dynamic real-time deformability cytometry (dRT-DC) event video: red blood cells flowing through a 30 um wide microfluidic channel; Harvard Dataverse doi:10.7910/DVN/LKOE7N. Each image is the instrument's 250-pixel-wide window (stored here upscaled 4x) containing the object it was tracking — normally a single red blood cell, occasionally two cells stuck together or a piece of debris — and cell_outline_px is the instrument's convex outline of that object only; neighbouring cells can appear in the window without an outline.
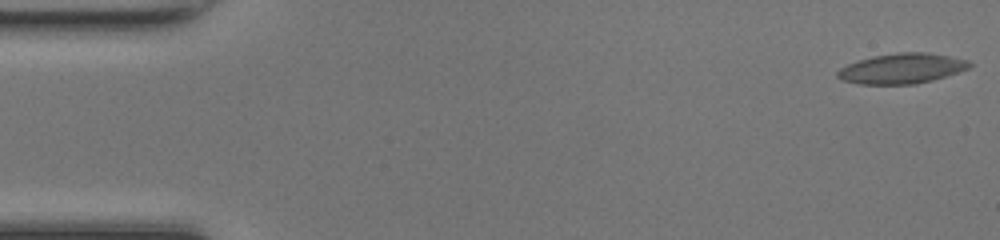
{"species": "common noctule bat (a hibernating species)", "species_latin": "Nyctalus noctula", "temperature_condition": "room temperature", "stored_images_in_passage": 49, "camera_frame_rate_fps": 3000, "um_per_image_px": 0.085, "animal": {"sex": "female", "body_mass_g": 17.0, "forearm_length_mm": 48.0}, "frame": {"image": 1, "passage_image": 1, "time_ms": 0.0, "image_size_px": [1000, 240], "cell_outline_px": [[972, 64], [968, 68], [932, 80], [916, 84], [860, 84], [844, 80], [836, 76], [836, 72], [840, 68], [848, 64], [872, 56], [900, 52], [924, 52], [948, 56], [968, 60]], "centroid_in_image_um": [76.63, 5.82], "position_along_channel_um": 8.4, "area_um2": 22.89}}
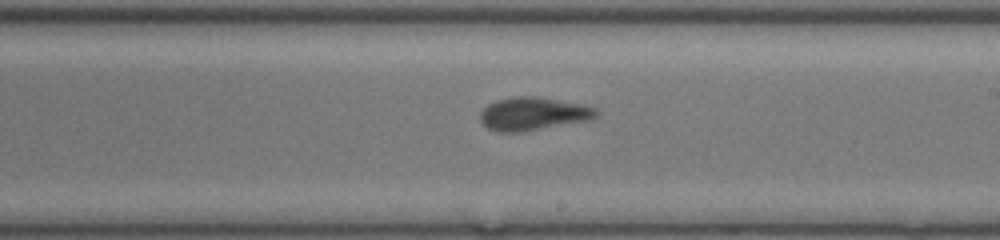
{"frame": {"image": 2, "passage_image": 28, "time_ms": 9.0, "image_size_px": [1000, 240], "cell_outline_px": [[600, 112], [596, 116], [588, 120], [524, 132], [500, 132], [488, 128], [480, 120], [480, 112], [488, 104], [496, 100], [512, 96], [536, 96], [584, 104], [596, 108]], "centroid_in_image_um": [45.32, 9.66], "position_along_channel_um": 243.7, "area_um2": 22.54}}
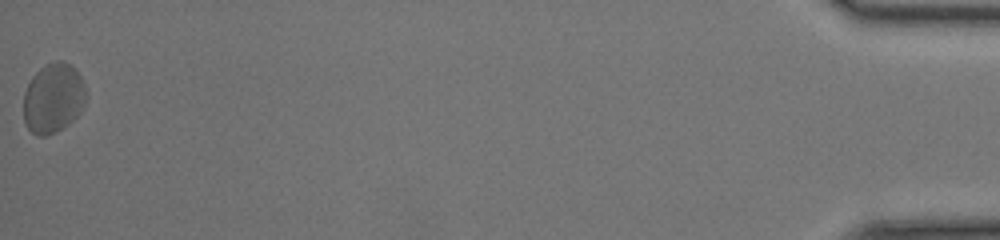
{"frame": {"image": 3, "passage_image": 49, "time_ms": 16.0, "image_size_px": [1000, 240], "cell_outline_px": [[88, 96], [80, 112], [68, 124], [44, 136], [36, 136], [24, 124], [24, 92], [32, 76], [40, 68], [56, 60], [64, 60], [80, 76], [84, 84]], "centroid_in_image_um": [4.52, 8.34], "position_along_channel_um": 430.7, "area_um2": 25.26}, "authors_computed_cell_mechanics": {"area_um2": 22.4264, "velocity_mm_per_s": 4.1988, "shape_relaxation_time_tau1_ms": 4.1771, "shape_relaxation_time_tau2_ms": 1.7024, "deformation_change_tau1": 0.129, "deformation_change_tau2": 0.0747}}